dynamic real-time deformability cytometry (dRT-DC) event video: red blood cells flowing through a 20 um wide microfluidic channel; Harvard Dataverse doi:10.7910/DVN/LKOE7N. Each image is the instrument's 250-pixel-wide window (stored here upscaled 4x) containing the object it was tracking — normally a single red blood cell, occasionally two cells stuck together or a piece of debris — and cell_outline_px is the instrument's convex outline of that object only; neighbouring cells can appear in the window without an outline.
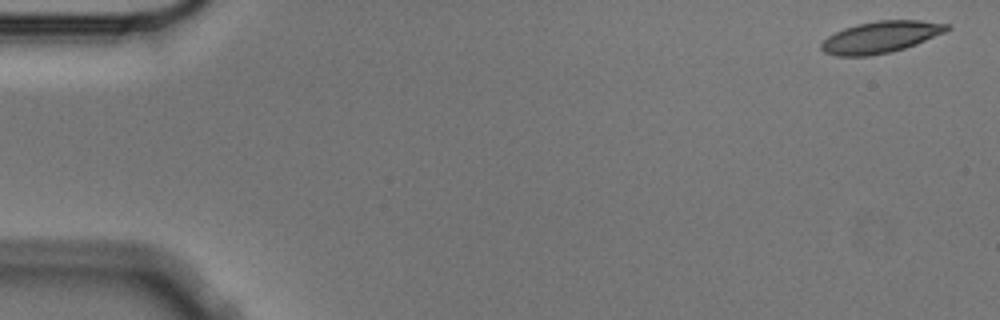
{"species": "Egyptian fruit bat (a non-hibernating species)", "species_latin": "Rousettus aegyptiacus", "temperature_condition": "cold", "stored_images_in_passage": 5, "camera_frame_rate_fps": 3000, "um_per_image_px": 0.085, "animal": {"sex": "male"}, "frame": {"image": 1, "passage_image": 1, "time_ms": 0.0, "image_size_px": [1000, 320], "cell_outline_px": [[952, 28], [944, 32], [916, 44], [892, 52], [868, 56], [836, 56], [824, 52], [820, 48], [820, 44], [828, 36], [844, 28], [856, 24], [876, 20], [920, 20], [948, 24]], "centroid_in_image_um": [74.84, 3.15], "position_along_channel_um": 10.2, "area_um2": 23.18}}
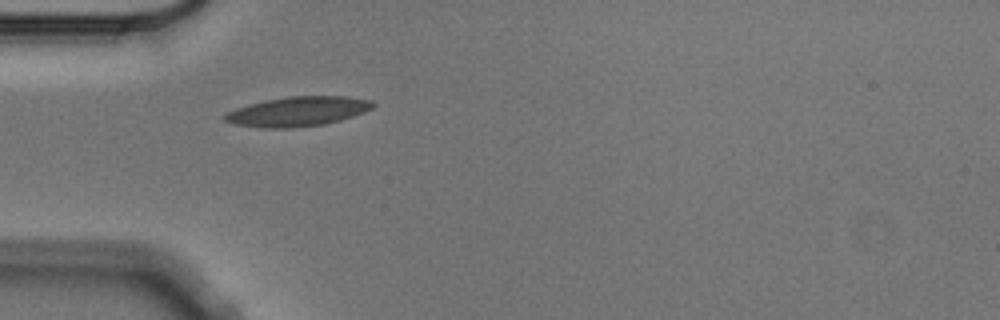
{"frame": {"image": 2, "passage_image": 5, "time_ms": 1.333, "image_size_px": [1000, 320], "cell_outline_px": [[376, 104], [372, 108], [364, 112], [340, 120], [324, 124], [292, 128], [264, 128], [236, 124], [224, 120], [224, 116], [228, 112], [236, 108], [264, 100], [288, 96], [348, 96], [372, 100]], "centroid_in_image_um": [25.35, 9.46], "position_along_channel_um": 59.7, "area_um2": 25.49}}